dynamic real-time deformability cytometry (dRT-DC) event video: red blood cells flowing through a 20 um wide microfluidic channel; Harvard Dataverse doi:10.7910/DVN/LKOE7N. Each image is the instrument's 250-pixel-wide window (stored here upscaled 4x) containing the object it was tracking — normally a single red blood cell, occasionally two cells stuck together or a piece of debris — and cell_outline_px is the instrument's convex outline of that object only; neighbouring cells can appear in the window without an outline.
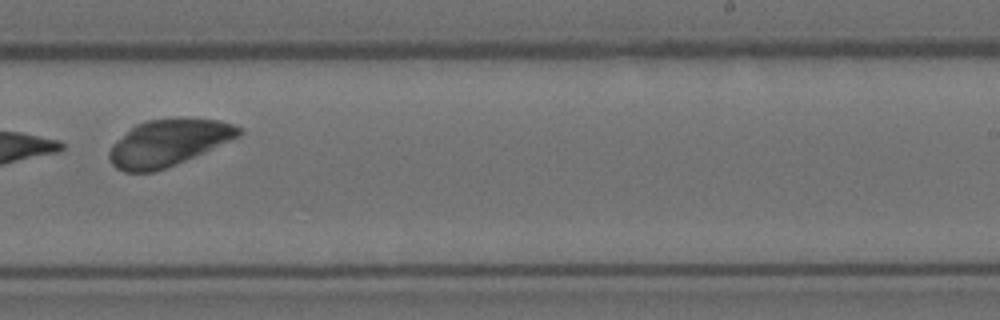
{"species": "Egyptian fruit bat (a non-hibernating species)", "species_latin": "Rousettus aegyptiacus", "temperature_condition": "room temperature", "stored_images_in_passage": 11, "camera_frame_rate_fps": 3000, "um_per_image_px": 0.085, "animal": {"sex": "female"}, "frame": {"image": 1, "passage_image": 7, "time_ms": 2.0, "image_size_px": [1000, 320], "cell_outline_px": [[244, 132], [240, 136], [204, 152], [164, 168], [152, 172], [124, 172], [116, 168], [112, 164], [108, 156], [108, 152], [112, 144], [136, 124], [148, 120], [176, 116], [180, 116], [220, 120], [236, 124]], "centroid_in_image_um": [14.33, 12.09], "position_along_channel_um": 274.7, "area_um2": 35.43}}
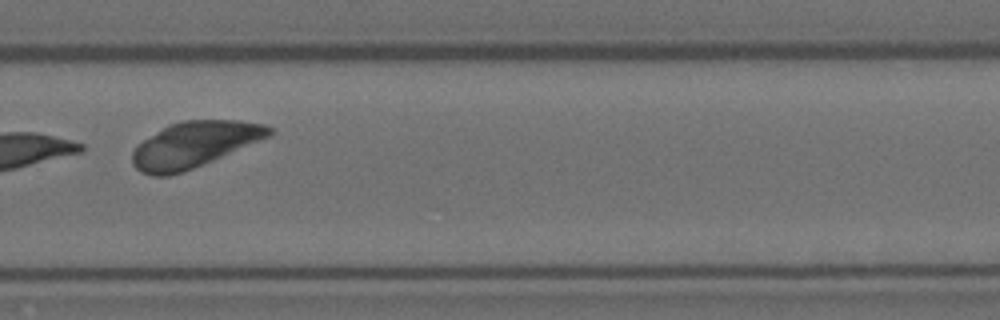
{"frame": {"image": 2, "passage_image": 8, "time_ms": 2.333, "image_size_px": [1000, 320], "cell_outline_px": [[272, 132], [268, 136], [184, 172], [168, 176], [152, 176], [140, 172], [132, 164], [132, 152], [136, 144], [168, 124], [184, 120], [240, 120], [264, 124], [272, 128]], "centroid_in_image_um": [16.43, 12.29], "position_along_channel_um": 313.4, "area_um2": 36.24}}